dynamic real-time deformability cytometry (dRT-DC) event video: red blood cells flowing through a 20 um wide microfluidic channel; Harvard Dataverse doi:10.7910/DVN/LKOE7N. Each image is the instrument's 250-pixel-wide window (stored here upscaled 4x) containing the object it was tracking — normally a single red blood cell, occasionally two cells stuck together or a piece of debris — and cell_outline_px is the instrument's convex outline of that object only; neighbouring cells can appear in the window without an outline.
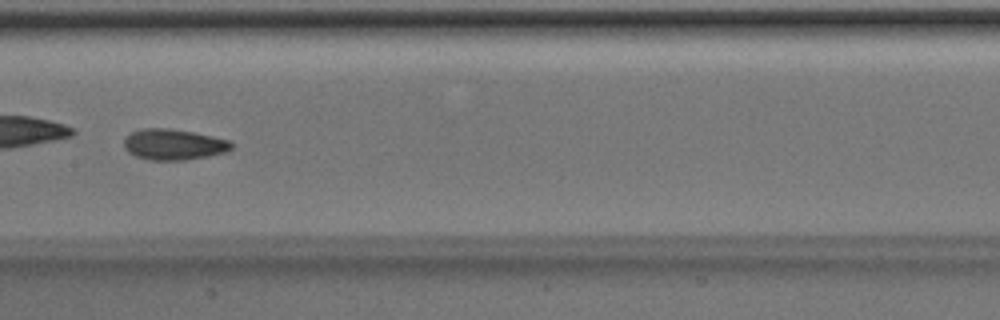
{"species": "Egyptian fruit bat (a non-hibernating species)", "species_latin": "Rousettus aegyptiacus", "temperature_condition": "room temperature", "stored_images_in_passage": 40, "camera_frame_rate_fps": 3000, "um_per_image_px": 0.085, "animal": {"sex": "male"}, "frame": {"image": 1, "passage_image": 18, "time_ms": 5.667, "image_size_px": [1000, 320], "cell_outline_px": [[232, 148], [224, 152], [208, 156], [184, 160], [148, 160], [136, 156], [128, 152], [124, 148], [124, 140], [132, 132], [140, 128], [168, 128], [192, 132], [212, 136], [228, 140], [232, 144]], "centroid_in_image_um": [14.72, 12.28], "position_along_channel_um": 192.7, "area_um2": 19.19}, "authors_computed_cell_mechanics": {"area_um2": 19.1029, "velocity_mm_per_s": 4.0216, "shape_relaxation_time_tau1_ms": 4.5107, "shape_relaxation_time_tau2_ms": 2.545, "deformation_change_tau1": 0.1057, "deformation_change_tau2": 0.0856}}